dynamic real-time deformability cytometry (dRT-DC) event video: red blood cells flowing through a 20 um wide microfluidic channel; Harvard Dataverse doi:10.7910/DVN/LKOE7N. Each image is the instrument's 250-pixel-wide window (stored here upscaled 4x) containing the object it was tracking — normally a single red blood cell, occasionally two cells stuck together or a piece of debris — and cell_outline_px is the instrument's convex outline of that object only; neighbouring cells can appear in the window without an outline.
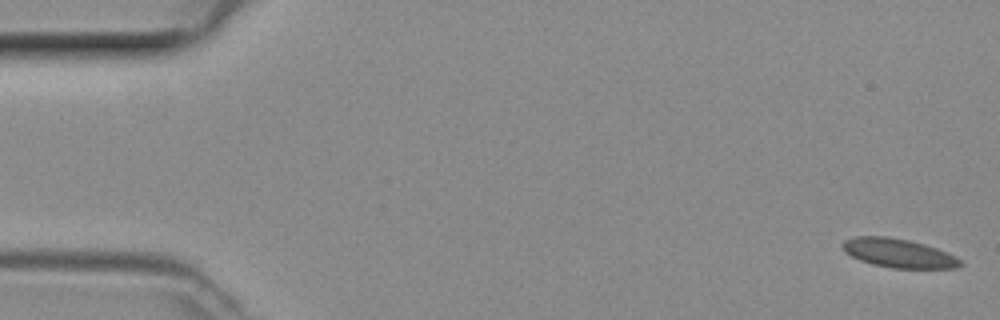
{"species": "common noctule bat (a hibernating species)", "species_latin": "Nyctalus noctula", "temperature_condition": "room temperature", "stored_images_in_passage": 50, "camera_frame_rate_fps": 3000, "um_per_image_px": 0.085, "animal": {"sex": "female", "body_mass_g": 29.2, "forearm_length_mm": 56.3}, "frame": {"image": 1, "passage_image": 1, "time_ms": 0.0, "image_size_px": [1000, 320], "cell_outline_px": [[964, 264], [956, 268], [892, 268], [872, 264], [860, 260], [844, 252], [840, 244], [844, 240], [856, 236], [888, 236], [908, 240], [924, 244], [948, 252], [956, 256]], "centroid_in_image_um": [76.36, 21.51], "position_along_channel_um": 8.6, "area_um2": 19.94}}
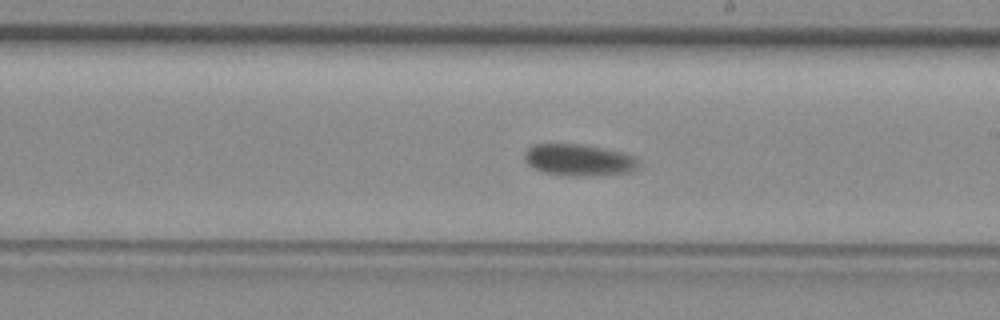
{"frame": {"image": 2, "passage_image": 28, "time_ms": 9.0, "image_size_px": [1000, 320], "cell_outline_px": [[640, 164], [632, 172], [596, 176], [560, 176], [544, 172], [528, 164], [524, 160], [524, 152], [532, 144], [580, 144], [604, 148], [624, 152], [636, 156], [640, 160]], "centroid_in_image_um": [49.25, 13.61], "position_along_channel_um": 239.8, "area_um2": 21.56}}
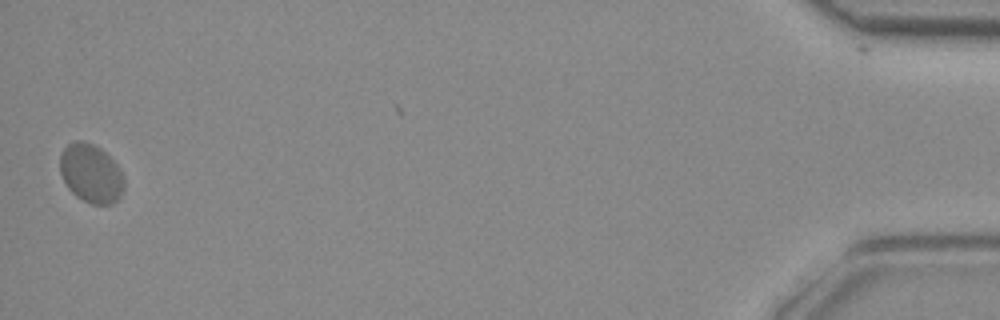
{"frame": {"image": 3, "passage_image": 49, "time_ms": 16.0, "image_size_px": [1000, 320], "cell_outline_px": [[124, 192], [112, 204], [92, 204], [76, 196], [68, 188], [60, 172], [60, 152], [68, 144], [76, 140], [80, 140], [92, 144], [100, 148], [116, 164], [124, 176]], "centroid_in_image_um": [7.73, 14.74], "position_along_channel_um": 427.5, "area_um2": 21.85}}